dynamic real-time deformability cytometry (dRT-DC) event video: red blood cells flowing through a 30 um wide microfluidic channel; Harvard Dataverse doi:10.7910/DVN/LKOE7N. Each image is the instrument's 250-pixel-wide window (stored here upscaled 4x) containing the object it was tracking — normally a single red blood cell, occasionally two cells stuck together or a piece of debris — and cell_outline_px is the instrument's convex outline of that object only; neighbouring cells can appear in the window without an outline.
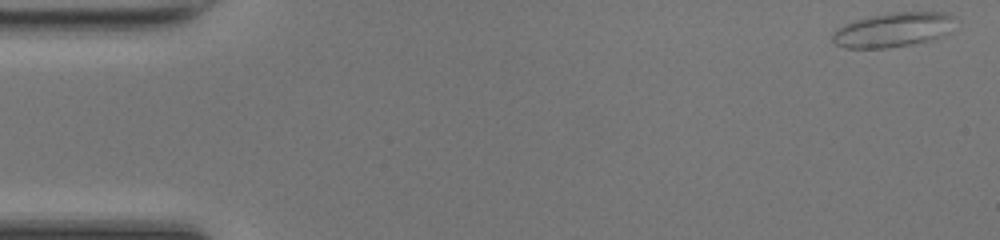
{"species": "common noctule bat (a hibernating species)", "species_latin": "Nyctalus noctula", "temperature_condition": "room temperature", "stored_images_in_passage": 48, "camera_frame_rate_fps": 3000, "um_per_image_px": 0.085, "animal": {"sex": "female", "body_mass_g": 17.0, "forearm_length_mm": 48.0}, "frame": {"image": 1, "passage_image": 1, "time_ms": 0.0, "image_size_px": [1000, 240], "cell_outline_px": [[956, 16], [948, 32], [944, 36], [932, 40], [912, 44], [888, 48], [844, 48], [836, 44], [832, 40], [832, 32], [836, 28], [844, 24], [856, 20], [872, 16], [892, 12], [944, 12]], "centroid_in_image_um": [75.91, 2.54], "position_along_channel_um": 9.1, "area_um2": 24.74}}
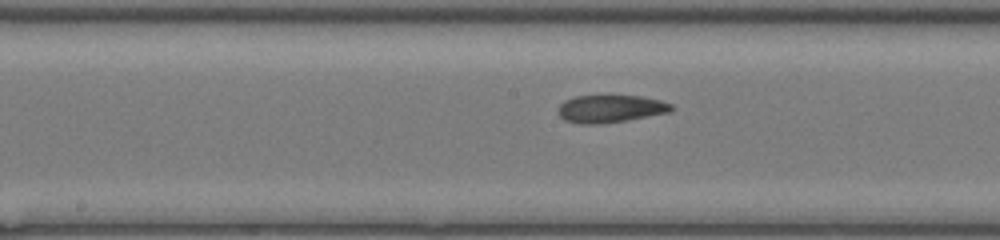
{"frame": {"image": 2, "passage_image": 24, "time_ms": 7.667, "image_size_px": [1000, 240], "cell_outline_px": [[676, 108], [672, 112], [628, 120], [600, 124], [580, 124], [564, 120], [556, 112], [560, 104], [564, 100], [576, 96], [608, 92], [644, 96], [660, 100], [672, 104]], "centroid_in_image_um": [51.91, 9.19], "position_along_channel_um": 196.3, "area_um2": 19.48}}
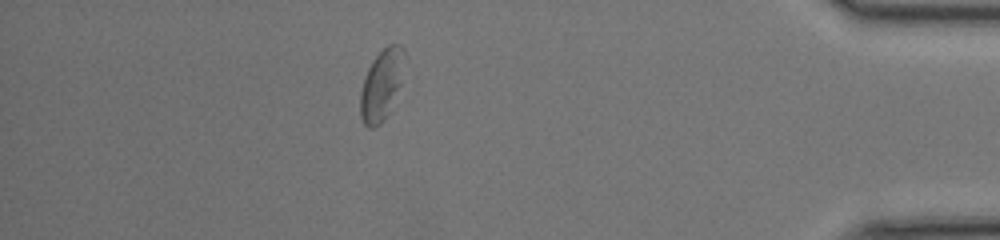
{"frame": {"image": 3, "passage_image": 42, "time_ms": 13.667, "image_size_px": [1000, 240], "cell_outline_px": [[404, 52], [400, 84], [384, 120], [380, 124], [372, 128], [368, 128], [364, 124], [360, 116], [360, 92], [368, 68], [372, 60], [388, 44], [400, 44], [404, 48]], "centroid_in_image_um": [32.39, 7.22], "position_along_channel_um": 402.8, "area_um2": 17.74}, "authors_computed_cell_mechanics": {"area_um2": 19.1896, "velocity_mm_per_s": 4.2461, "shape_relaxation_time_tau1_ms": 3.6025, "shape_relaxation_time_tau2_ms": 2.6038, "deformation_change_tau1": 0.114, "deformation_change_tau2": 0.087}}